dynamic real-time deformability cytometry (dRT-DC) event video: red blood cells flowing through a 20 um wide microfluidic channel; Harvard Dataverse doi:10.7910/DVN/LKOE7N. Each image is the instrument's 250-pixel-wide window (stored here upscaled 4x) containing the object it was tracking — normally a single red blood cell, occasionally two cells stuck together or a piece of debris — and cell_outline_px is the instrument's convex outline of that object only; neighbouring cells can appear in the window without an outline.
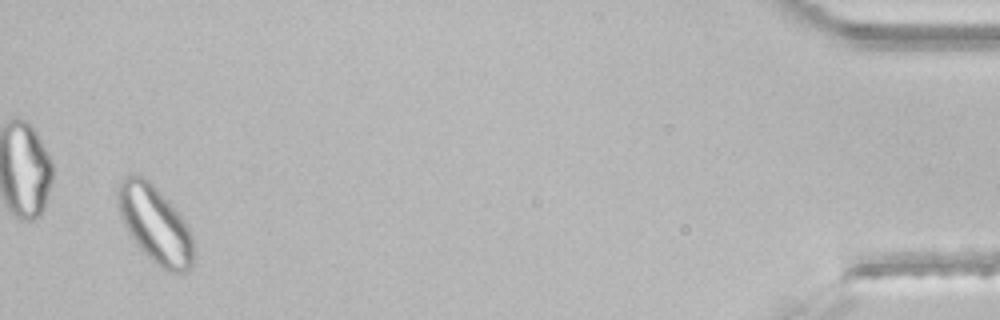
{"species": "common noctule bat (a hibernating species)", "species_latin": "Nyctalus noctula", "temperature_condition": "room temperature", "stored_images_in_passage": 43, "segment_of_instrument_passage": [2, 2], "camera_frame_rate_fps": 3000, "um_per_image_px": 0.085, "animal": {"sex": "male", "body_mass_g": 21.5, "forearm_length_mm": 52.0}, "frame": {"image": 1, "passage_image": 42, "time_ms": 13.667, "image_size_px": [1000, 320], "cell_outline_px": [[192, 264], [188, 272], [168, 272], [156, 264], [136, 244], [128, 232], [120, 216], [116, 192], [120, 180], [128, 172], [140, 176], [148, 180], [176, 208], [184, 220], [192, 236]], "centroid_in_image_um": [13.15, 19.04], "position_along_channel_um": 422.1, "area_um2": 33.87}}